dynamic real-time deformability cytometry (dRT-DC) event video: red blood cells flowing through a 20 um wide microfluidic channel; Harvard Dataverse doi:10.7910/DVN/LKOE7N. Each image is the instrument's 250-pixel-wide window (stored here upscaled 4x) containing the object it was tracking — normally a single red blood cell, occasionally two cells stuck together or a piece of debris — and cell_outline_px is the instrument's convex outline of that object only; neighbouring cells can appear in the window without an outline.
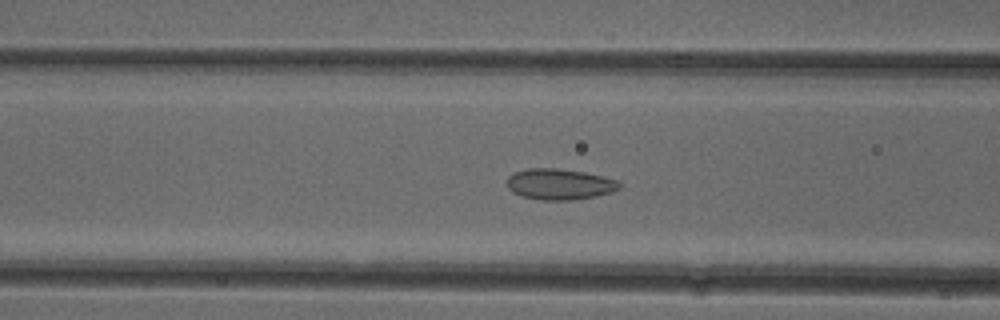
{"species": "common noctule bat (a hibernating species)", "species_latin": "Nyctalus noctula", "temperature_condition": "cold", "stored_images_in_passage": 51, "camera_frame_rate_fps": 3000, "um_per_image_px": 0.085, "animal": {"sex": "female"}, "frame": {"image": 1, "passage_image": 20, "time_ms": 6.333, "image_size_px": [1000, 320], "cell_outline_px": [[620, 188], [612, 192], [596, 196], [572, 200], [544, 200], [520, 196], [512, 192], [508, 188], [508, 176], [516, 172], [528, 168], [556, 168], [584, 172], [604, 176], [616, 180], [620, 184]], "centroid_in_image_um": [47.56, 15.66], "position_along_channel_um": 119.0, "area_um2": 20.23}}
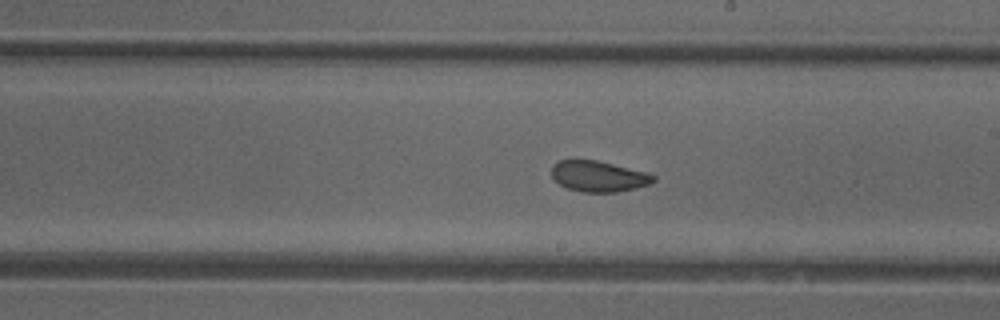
{"frame": {"image": 2, "passage_image": 29, "time_ms": 9.333, "image_size_px": [1000, 320], "cell_outline_px": [[656, 180], [648, 184], [636, 188], [616, 192], [580, 192], [568, 188], [560, 184], [552, 176], [552, 164], [556, 160], [572, 156], [596, 160], [648, 172], [656, 176]], "centroid_in_image_um": [50.82, 14.93], "position_along_channel_um": 238.2, "area_um2": 18.9}}
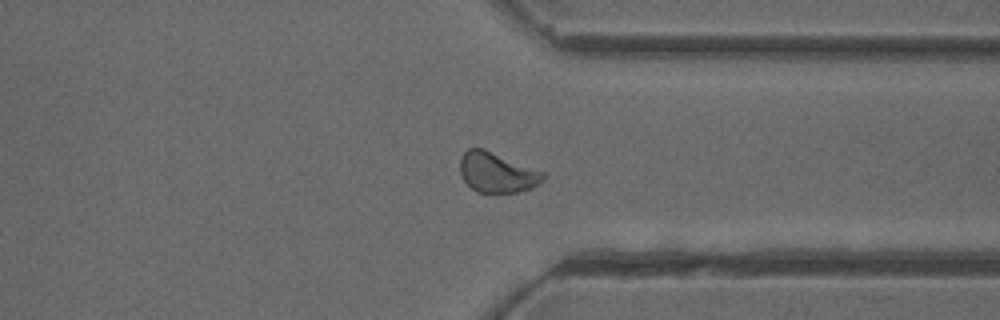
{"frame": {"image": 3, "passage_image": 39, "time_ms": 12.667, "image_size_px": [1000, 320], "cell_outline_px": [[544, 176], [532, 188], [516, 192], [476, 192], [464, 180], [460, 172], [460, 160], [464, 152], [468, 148], [484, 148], [544, 172]], "centroid_in_image_um": [42.2, 14.64], "position_along_channel_um": 369.2, "area_um2": 19.13}, "authors_computed_cell_mechanics": {"area_um2": 19.5364, "velocity_mm_per_s": 3.9735, "shape_relaxation_time_tau1_ms": null, "shape_relaxation_time_tau2_ms": 1.4407, "deformation_change_tau1": null, "deformation_change_tau2": 0.0489}}